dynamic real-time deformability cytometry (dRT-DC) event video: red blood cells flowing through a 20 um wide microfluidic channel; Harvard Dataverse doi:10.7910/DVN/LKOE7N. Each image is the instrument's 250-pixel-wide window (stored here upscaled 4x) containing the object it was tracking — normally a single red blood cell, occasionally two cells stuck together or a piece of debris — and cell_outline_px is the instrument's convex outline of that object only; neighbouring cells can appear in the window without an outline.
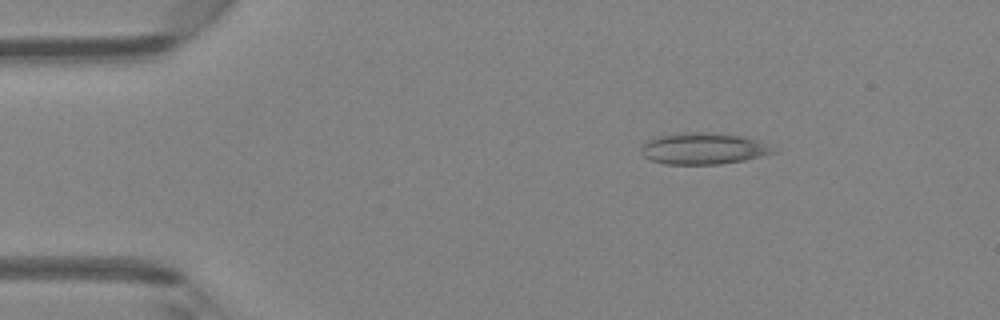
{"species": "Egyptian fruit bat (a non-hibernating species)", "species_latin": "Rousettus aegyptiacus", "temperature_condition": "room temperature", "stored_images_in_passage": 46, "camera_frame_rate_fps": 3000, "um_per_image_px": 0.085, "animal": {"sex": "female"}, "frame": {"image": 1, "passage_image": 7, "time_ms": 2.0, "image_size_px": [1000, 320], "cell_outline_px": [[780, 152], [744, 160], [720, 164], [664, 164], [652, 160], [644, 156], [640, 152], [640, 148], [648, 140], [660, 136], [684, 132], [712, 132], [744, 136], [756, 140]], "centroid_in_image_um": [59.79, 12.63], "position_along_channel_um": 25.2, "area_um2": 24.16}}
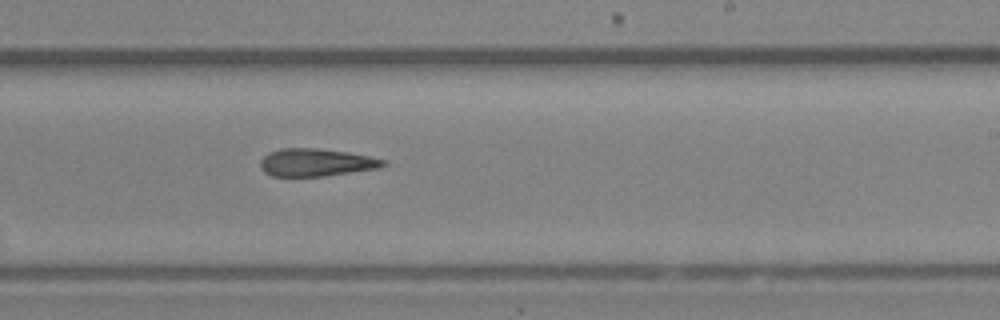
{"frame": {"image": 2, "passage_image": 28, "time_ms": 9.0, "image_size_px": [1000, 320], "cell_outline_px": [[388, 164], [380, 168], [324, 176], [272, 176], [264, 172], [260, 168], [260, 160], [268, 152], [280, 148], [316, 148], [348, 152], [388, 160]], "centroid_in_image_um": [26.88, 13.8], "position_along_channel_um": 262.1, "area_um2": 20.0}}
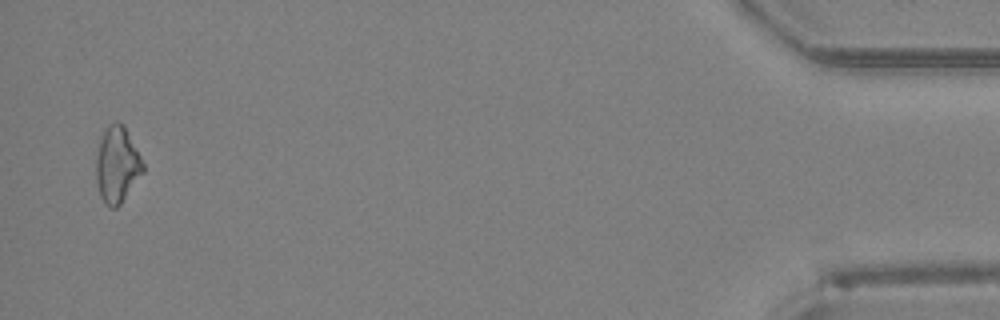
{"frame": {"image": 3, "passage_image": 45, "time_ms": 14.667, "image_size_px": [1000, 320], "cell_outline_px": [[144, 172], [120, 204], [116, 208], [112, 208], [100, 196], [96, 180], [96, 156], [100, 140], [108, 124], [124, 124], [144, 164]], "centroid_in_image_um": [9.96, 14.01], "position_along_channel_um": 425.2, "area_um2": 20.46}}